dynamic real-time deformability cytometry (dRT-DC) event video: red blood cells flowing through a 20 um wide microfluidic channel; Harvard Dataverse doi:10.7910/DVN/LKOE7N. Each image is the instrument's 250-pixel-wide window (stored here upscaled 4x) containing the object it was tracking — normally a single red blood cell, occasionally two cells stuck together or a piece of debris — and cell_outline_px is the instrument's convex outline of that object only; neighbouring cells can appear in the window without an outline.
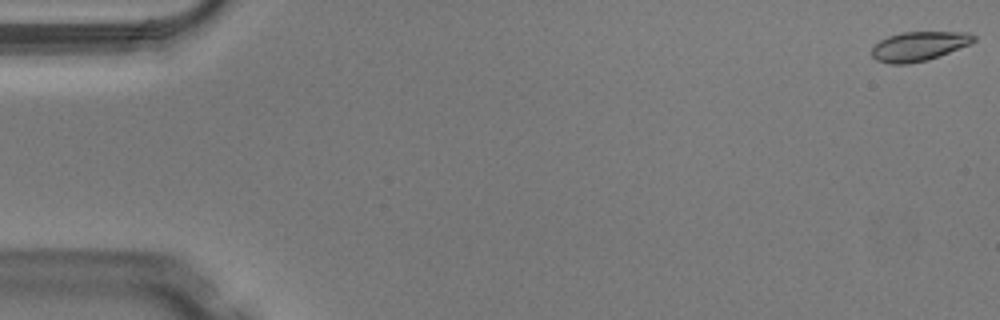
{"species": "Egyptian fruit bat (a non-hibernating species)", "species_latin": "Rousettus aegyptiacus", "temperature_condition": "warm", "stored_images_in_passage": 9, "camera_frame_rate_fps": 3000, "um_per_image_px": 0.085, "animal": {"sex": "male"}, "frame": {"image": 1, "passage_image": 1, "time_ms": 0.0, "image_size_px": [1000, 320], "cell_outline_px": [[976, 40], [968, 44], [928, 60], [908, 64], [888, 64], [876, 60], [872, 56], [872, 48], [880, 40], [888, 36], [904, 32], [968, 32], [976, 36]], "centroid_in_image_um": [78.08, 3.93], "position_along_channel_um": 6.9, "area_um2": 17.28}}